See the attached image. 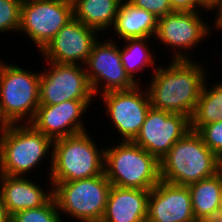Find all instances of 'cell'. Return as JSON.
Here are the masks:
<instances>
[{"mask_svg": "<svg viewBox=\"0 0 222 222\" xmlns=\"http://www.w3.org/2000/svg\"><path fill=\"white\" fill-rule=\"evenodd\" d=\"M145 89L154 109L191 117L206 80L202 64L190 60H172L165 67L153 68Z\"/></svg>", "mask_w": 222, "mask_h": 222, "instance_id": "cell-1", "label": "cell"}, {"mask_svg": "<svg viewBox=\"0 0 222 222\" xmlns=\"http://www.w3.org/2000/svg\"><path fill=\"white\" fill-rule=\"evenodd\" d=\"M159 163L160 180L184 186L222 170V160L192 130L179 139Z\"/></svg>", "mask_w": 222, "mask_h": 222, "instance_id": "cell-2", "label": "cell"}, {"mask_svg": "<svg viewBox=\"0 0 222 222\" xmlns=\"http://www.w3.org/2000/svg\"><path fill=\"white\" fill-rule=\"evenodd\" d=\"M52 147L49 187L104 173L105 148L99 149L87 131L53 140Z\"/></svg>", "mask_w": 222, "mask_h": 222, "instance_id": "cell-3", "label": "cell"}, {"mask_svg": "<svg viewBox=\"0 0 222 222\" xmlns=\"http://www.w3.org/2000/svg\"><path fill=\"white\" fill-rule=\"evenodd\" d=\"M104 173L112 185L151 190L160 181V163L133 141L105 147Z\"/></svg>", "mask_w": 222, "mask_h": 222, "instance_id": "cell-4", "label": "cell"}, {"mask_svg": "<svg viewBox=\"0 0 222 222\" xmlns=\"http://www.w3.org/2000/svg\"><path fill=\"white\" fill-rule=\"evenodd\" d=\"M51 146L53 140L30 124H11L0 132V174L27 176L47 155H51V169Z\"/></svg>", "mask_w": 222, "mask_h": 222, "instance_id": "cell-5", "label": "cell"}, {"mask_svg": "<svg viewBox=\"0 0 222 222\" xmlns=\"http://www.w3.org/2000/svg\"><path fill=\"white\" fill-rule=\"evenodd\" d=\"M112 184L105 173L101 175L57 182L53 185V197L58 211L81 222H101Z\"/></svg>", "mask_w": 222, "mask_h": 222, "instance_id": "cell-6", "label": "cell"}, {"mask_svg": "<svg viewBox=\"0 0 222 222\" xmlns=\"http://www.w3.org/2000/svg\"><path fill=\"white\" fill-rule=\"evenodd\" d=\"M0 63V103L11 124H29L39 107L40 73ZM11 64V65H10Z\"/></svg>", "mask_w": 222, "mask_h": 222, "instance_id": "cell-7", "label": "cell"}, {"mask_svg": "<svg viewBox=\"0 0 222 222\" xmlns=\"http://www.w3.org/2000/svg\"><path fill=\"white\" fill-rule=\"evenodd\" d=\"M72 18V0H23L18 32L41 52Z\"/></svg>", "mask_w": 222, "mask_h": 222, "instance_id": "cell-8", "label": "cell"}, {"mask_svg": "<svg viewBox=\"0 0 222 222\" xmlns=\"http://www.w3.org/2000/svg\"><path fill=\"white\" fill-rule=\"evenodd\" d=\"M40 73L39 105H55L69 100H93L95 95L84 65L50 61Z\"/></svg>", "mask_w": 222, "mask_h": 222, "instance_id": "cell-9", "label": "cell"}, {"mask_svg": "<svg viewBox=\"0 0 222 222\" xmlns=\"http://www.w3.org/2000/svg\"><path fill=\"white\" fill-rule=\"evenodd\" d=\"M199 13L174 11L157 19L154 38L166 47L173 48L172 60H190L193 55L191 50L198 47L197 45L211 33L209 24L205 23V19L203 20Z\"/></svg>", "mask_w": 222, "mask_h": 222, "instance_id": "cell-10", "label": "cell"}, {"mask_svg": "<svg viewBox=\"0 0 222 222\" xmlns=\"http://www.w3.org/2000/svg\"><path fill=\"white\" fill-rule=\"evenodd\" d=\"M102 42L98 40L94 44L84 64L94 95L133 89L137 83L125 72L120 59V47L111 37Z\"/></svg>", "mask_w": 222, "mask_h": 222, "instance_id": "cell-11", "label": "cell"}, {"mask_svg": "<svg viewBox=\"0 0 222 222\" xmlns=\"http://www.w3.org/2000/svg\"><path fill=\"white\" fill-rule=\"evenodd\" d=\"M141 88V84H137L130 90L110 91L100 95L106 106L105 114L108 113L109 120L117 129L120 141H133L136 138L151 108L148 92H143Z\"/></svg>", "mask_w": 222, "mask_h": 222, "instance_id": "cell-12", "label": "cell"}, {"mask_svg": "<svg viewBox=\"0 0 222 222\" xmlns=\"http://www.w3.org/2000/svg\"><path fill=\"white\" fill-rule=\"evenodd\" d=\"M190 130V117L151 107L133 142L160 162L170 148Z\"/></svg>", "mask_w": 222, "mask_h": 222, "instance_id": "cell-13", "label": "cell"}, {"mask_svg": "<svg viewBox=\"0 0 222 222\" xmlns=\"http://www.w3.org/2000/svg\"><path fill=\"white\" fill-rule=\"evenodd\" d=\"M97 32L73 17L41 51V56L54 63L84 65L98 41Z\"/></svg>", "mask_w": 222, "mask_h": 222, "instance_id": "cell-14", "label": "cell"}, {"mask_svg": "<svg viewBox=\"0 0 222 222\" xmlns=\"http://www.w3.org/2000/svg\"><path fill=\"white\" fill-rule=\"evenodd\" d=\"M91 101L69 100L55 105H39L29 124L52 140L87 131L82 115L91 106Z\"/></svg>", "mask_w": 222, "mask_h": 222, "instance_id": "cell-15", "label": "cell"}, {"mask_svg": "<svg viewBox=\"0 0 222 222\" xmlns=\"http://www.w3.org/2000/svg\"><path fill=\"white\" fill-rule=\"evenodd\" d=\"M146 222H197L188 186L160 180L150 190Z\"/></svg>", "mask_w": 222, "mask_h": 222, "instance_id": "cell-16", "label": "cell"}, {"mask_svg": "<svg viewBox=\"0 0 222 222\" xmlns=\"http://www.w3.org/2000/svg\"><path fill=\"white\" fill-rule=\"evenodd\" d=\"M44 189L26 176L0 174V197L10 216L46 204L53 197V186L50 190Z\"/></svg>", "mask_w": 222, "mask_h": 222, "instance_id": "cell-17", "label": "cell"}, {"mask_svg": "<svg viewBox=\"0 0 222 222\" xmlns=\"http://www.w3.org/2000/svg\"><path fill=\"white\" fill-rule=\"evenodd\" d=\"M150 190L112 185L101 222H146Z\"/></svg>", "mask_w": 222, "mask_h": 222, "instance_id": "cell-18", "label": "cell"}, {"mask_svg": "<svg viewBox=\"0 0 222 222\" xmlns=\"http://www.w3.org/2000/svg\"><path fill=\"white\" fill-rule=\"evenodd\" d=\"M114 33L122 39L151 38L157 30V18L150 12L122 0L113 25ZM152 36V37H151Z\"/></svg>", "mask_w": 222, "mask_h": 222, "instance_id": "cell-19", "label": "cell"}, {"mask_svg": "<svg viewBox=\"0 0 222 222\" xmlns=\"http://www.w3.org/2000/svg\"><path fill=\"white\" fill-rule=\"evenodd\" d=\"M192 209L197 222H218V208L222 193V170L212 177L191 183Z\"/></svg>", "mask_w": 222, "mask_h": 222, "instance_id": "cell-20", "label": "cell"}, {"mask_svg": "<svg viewBox=\"0 0 222 222\" xmlns=\"http://www.w3.org/2000/svg\"><path fill=\"white\" fill-rule=\"evenodd\" d=\"M121 2L122 0H72L73 17L101 33L113 27Z\"/></svg>", "mask_w": 222, "mask_h": 222, "instance_id": "cell-21", "label": "cell"}, {"mask_svg": "<svg viewBox=\"0 0 222 222\" xmlns=\"http://www.w3.org/2000/svg\"><path fill=\"white\" fill-rule=\"evenodd\" d=\"M219 120H222V82L220 80L211 87L205 80L190 117V128L197 132L202 126Z\"/></svg>", "mask_w": 222, "mask_h": 222, "instance_id": "cell-22", "label": "cell"}, {"mask_svg": "<svg viewBox=\"0 0 222 222\" xmlns=\"http://www.w3.org/2000/svg\"><path fill=\"white\" fill-rule=\"evenodd\" d=\"M149 40L150 38L126 39V46L124 45L120 49V59L125 72L137 84H140V80L136 79L137 77L134 74L138 75L145 67L156 65V62H154V60L156 61L154 59L155 55L147 44Z\"/></svg>", "mask_w": 222, "mask_h": 222, "instance_id": "cell-23", "label": "cell"}, {"mask_svg": "<svg viewBox=\"0 0 222 222\" xmlns=\"http://www.w3.org/2000/svg\"><path fill=\"white\" fill-rule=\"evenodd\" d=\"M61 217L56 200L52 197L43 206L14 213L10 222H62Z\"/></svg>", "mask_w": 222, "mask_h": 222, "instance_id": "cell-24", "label": "cell"}, {"mask_svg": "<svg viewBox=\"0 0 222 222\" xmlns=\"http://www.w3.org/2000/svg\"><path fill=\"white\" fill-rule=\"evenodd\" d=\"M23 0H0V32H18Z\"/></svg>", "mask_w": 222, "mask_h": 222, "instance_id": "cell-25", "label": "cell"}, {"mask_svg": "<svg viewBox=\"0 0 222 222\" xmlns=\"http://www.w3.org/2000/svg\"><path fill=\"white\" fill-rule=\"evenodd\" d=\"M197 133L204 144L222 160V120L202 126Z\"/></svg>", "mask_w": 222, "mask_h": 222, "instance_id": "cell-26", "label": "cell"}, {"mask_svg": "<svg viewBox=\"0 0 222 222\" xmlns=\"http://www.w3.org/2000/svg\"><path fill=\"white\" fill-rule=\"evenodd\" d=\"M135 7L150 12L157 19L173 11L170 0H128Z\"/></svg>", "mask_w": 222, "mask_h": 222, "instance_id": "cell-27", "label": "cell"}, {"mask_svg": "<svg viewBox=\"0 0 222 222\" xmlns=\"http://www.w3.org/2000/svg\"><path fill=\"white\" fill-rule=\"evenodd\" d=\"M170 3L173 11H179V12L201 11L199 0H170Z\"/></svg>", "mask_w": 222, "mask_h": 222, "instance_id": "cell-28", "label": "cell"}, {"mask_svg": "<svg viewBox=\"0 0 222 222\" xmlns=\"http://www.w3.org/2000/svg\"><path fill=\"white\" fill-rule=\"evenodd\" d=\"M214 10H216L214 29L221 30L222 29V0H220L219 4L213 9V11Z\"/></svg>", "mask_w": 222, "mask_h": 222, "instance_id": "cell-29", "label": "cell"}, {"mask_svg": "<svg viewBox=\"0 0 222 222\" xmlns=\"http://www.w3.org/2000/svg\"><path fill=\"white\" fill-rule=\"evenodd\" d=\"M220 0H199L200 9L202 10H213L218 4Z\"/></svg>", "mask_w": 222, "mask_h": 222, "instance_id": "cell-30", "label": "cell"}, {"mask_svg": "<svg viewBox=\"0 0 222 222\" xmlns=\"http://www.w3.org/2000/svg\"><path fill=\"white\" fill-rule=\"evenodd\" d=\"M11 216L8 214L5 205L0 197V222H10Z\"/></svg>", "mask_w": 222, "mask_h": 222, "instance_id": "cell-31", "label": "cell"}, {"mask_svg": "<svg viewBox=\"0 0 222 222\" xmlns=\"http://www.w3.org/2000/svg\"><path fill=\"white\" fill-rule=\"evenodd\" d=\"M10 125L11 123L6 119L0 103V132L5 130Z\"/></svg>", "mask_w": 222, "mask_h": 222, "instance_id": "cell-32", "label": "cell"}, {"mask_svg": "<svg viewBox=\"0 0 222 222\" xmlns=\"http://www.w3.org/2000/svg\"><path fill=\"white\" fill-rule=\"evenodd\" d=\"M218 222H222V193L219 201V208H218Z\"/></svg>", "mask_w": 222, "mask_h": 222, "instance_id": "cell-33", "label": "cell"}]
</instances>
